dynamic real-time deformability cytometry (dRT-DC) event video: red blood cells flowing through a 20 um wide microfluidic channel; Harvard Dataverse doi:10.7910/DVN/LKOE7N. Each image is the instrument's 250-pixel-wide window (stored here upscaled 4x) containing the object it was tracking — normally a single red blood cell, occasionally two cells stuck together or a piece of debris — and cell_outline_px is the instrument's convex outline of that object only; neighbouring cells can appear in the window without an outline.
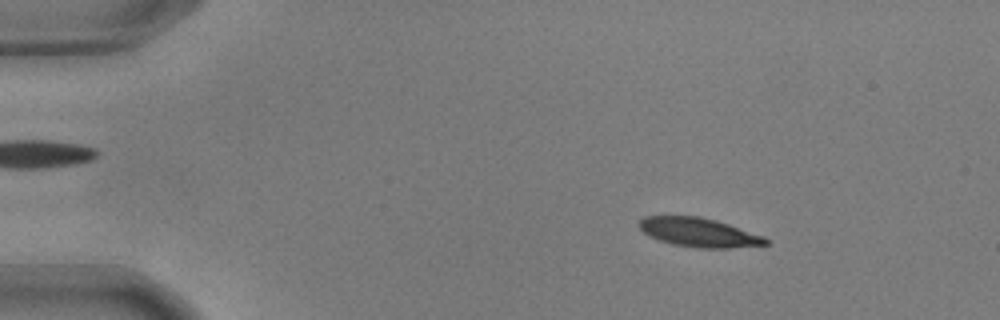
{"species": "common noctule bat (a hibernating species)", "species_latin": "Nyctalus noctula", "temperature_condition": "warm", "stored_images_in_passage": 56, "camera_frame_rate_fps": 3000, "um_per_image_px": 0.085, "animal": {"sex": "male", "body_mass_g": 17.9, "forearm_length_mm": 54.2}, "frame": {"image": 1, "passage_image": 8, "time_ms": 2.333, "image_size_px": [1000, 320], "cell_outline_px": [[768, 244], [728, 248], [696, 248], [672, 244], [648, 236], [636, 224], [644, 216], [700, 216], [716, 220], [764, 236], [768, 240]], "centroid_in_image_um": [59.37, 19.75], "position_along_channel_um": 25.6, "area_um2": 21.39}}
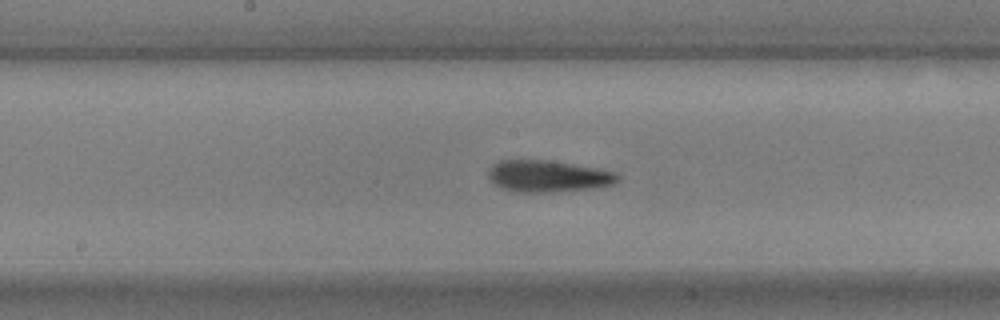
{"frame": {"image": 2, "passage_image": 29, "time_ms": 9.333, "image_size_px": [1000, 320], "cell_outline_px": [[620, 180], [612, 184], [600, 188], [556, 192], [516, 192], [500, 188], [488, 176], [488, 168], [492, 164], [500, 160], [548, 160], [600, 168], [616, 172], [620, 176]], "centroid_in_image_um": [46.63, 14.98], "position_along_channel_um": 201.6, "area_um2": 24.33}}
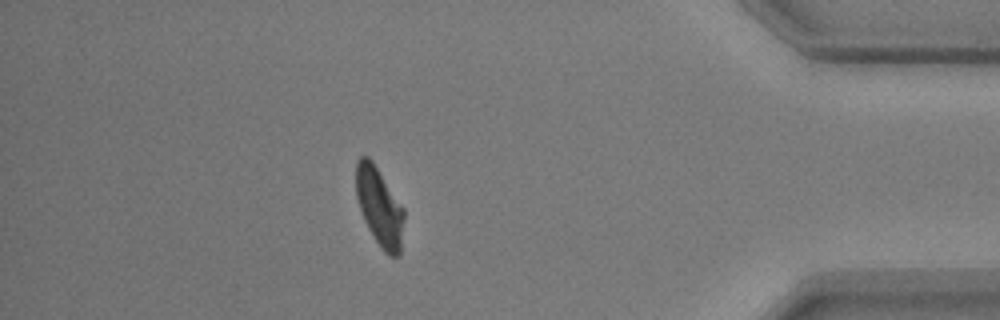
{"frame": {"image": 3, "passage_image": 49, "time_ms": 16.0, "image_size_px": [1000, 320], "cell_outline_px": [[404, 216], [400, 256], [388, 256], [380, 248], [368, 228], [364, 220], [356, 196], [356, 160], [360, 156], [368, 156], [372, 160], [404, 208]], "centroid_in_image_um": [32.25, 17.59], "position_along_channel_um": 402.9, "area_um2": 22.02}, "authors_computed_cell_mechanics": {"area_um2": 22.7443, "velocity_mm_per_s": 3.5837, "shape_relaxation_time_tau1_ms": 5.5594, "shape_relaxation_time_tau2_ms": 3.9147, "deformation_change_tau1": 0.1633, "deformation_change_tau2": 0.1013}}